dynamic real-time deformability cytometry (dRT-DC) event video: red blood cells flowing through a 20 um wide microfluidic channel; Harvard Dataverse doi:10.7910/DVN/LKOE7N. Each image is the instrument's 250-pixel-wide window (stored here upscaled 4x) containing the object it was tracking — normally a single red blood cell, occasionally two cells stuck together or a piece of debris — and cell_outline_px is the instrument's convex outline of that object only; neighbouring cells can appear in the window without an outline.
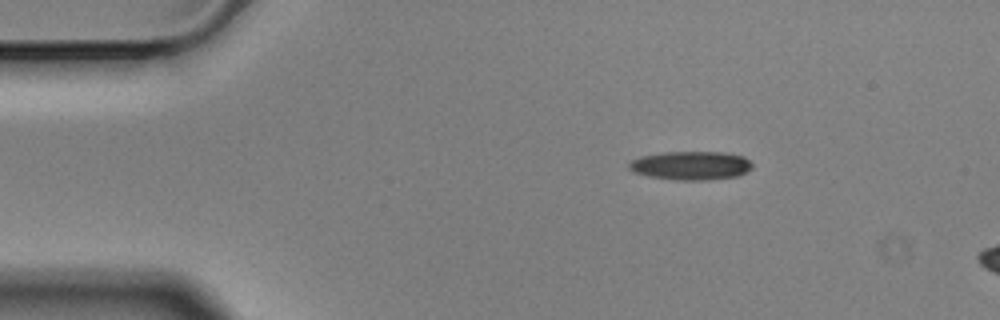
{"species": "Egyptian fruit bat (a non-hibernating species)", "species_latin": "Rousettus aegyptiacus", "temperature_condition": "cold", "stored_images_in_passage": 3, "camera_frame_rate_fps": 3000, "um_per_image_px": 0.085, "animal": {"sex": "male"}, "frame": {"image": 1, "passage_image": 1, "time_ms": 0.0, "image_size_px": [1000, 320], "cell_outline_px": [[752, 168], [736, 176], [708, 180], [680, 180], [648, 176], [636, 172], [628, 168], [628, 164], [632, 160], [640, 156], [664, 152], [724, 152], [744, 156], [752, 164]], "centroid_in_image_um": [58.72, 14.06], "position_along_channel_um": 26.3, "area_um2": 20.46}}